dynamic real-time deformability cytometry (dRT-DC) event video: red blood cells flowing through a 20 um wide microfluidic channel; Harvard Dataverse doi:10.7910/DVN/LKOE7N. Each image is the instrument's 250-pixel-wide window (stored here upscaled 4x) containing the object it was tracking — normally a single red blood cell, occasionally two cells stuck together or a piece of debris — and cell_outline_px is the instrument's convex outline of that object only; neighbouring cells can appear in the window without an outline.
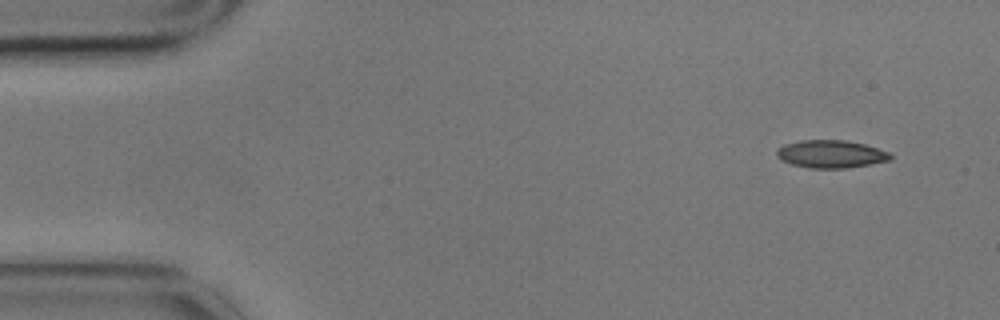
{"species": "common noctule bat (a hibernating species)", "species_latin": "Nyctalus noctula", "temperature_condition": "cold", "stored_images_in_passage": 6, "segment_of_instrument_passage": [2, 2], "camera_frame_rate_fps": 3000, "um_per_image_px": 0.085, "animal": {"sex": "male", "body_mass_g": 17.9}, "frame": {"image": 1, "passage_image": 6, "time_ms": 1.667, "image_size_px": [1000, 320], "cell_outline_px": [[892, 160], [848, 168], [808, 168], [792, 164], [776, 156], [776, 152], [784, 144], [800, 140], [844, 140], [864, 144], [888, 152], [892, 156]], "centroid_in_image_um": [70.64, 13.09], "position_along_channel_um": 14.4, "area_um2": 18.26}}